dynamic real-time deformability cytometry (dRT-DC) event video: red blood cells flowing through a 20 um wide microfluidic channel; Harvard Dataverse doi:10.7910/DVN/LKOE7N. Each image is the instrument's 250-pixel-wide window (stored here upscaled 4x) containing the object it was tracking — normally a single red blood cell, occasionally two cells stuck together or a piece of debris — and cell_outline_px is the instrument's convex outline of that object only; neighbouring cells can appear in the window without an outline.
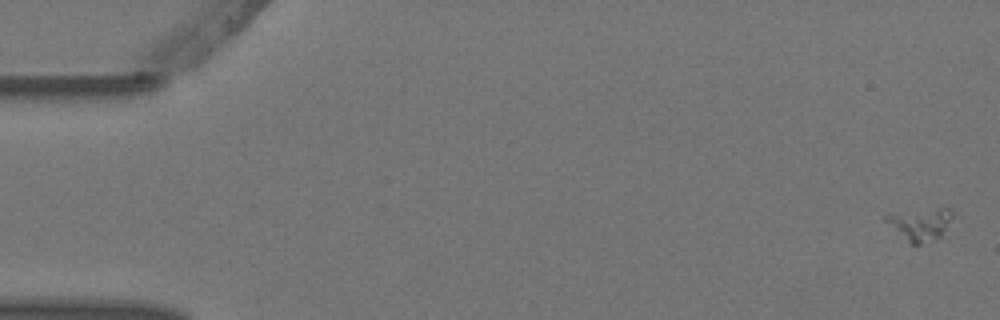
{"species": "Egyptian fruit bat (a non-hibernating species)", "species_latin": "Rousettus aegyptiacus", "temperature_condition": "warm", "stored_images_in_passage": 5, "camera_frame_rate_fps": 3000, "um_per_image_px": 0.085, "animal": {"sex": "female"}, "frame": {"image": 1, "passage_image": 1, "time_ms": 0.0, "image_size_px": [1000, 320], "cell_outline_px": [[952, 216], [940, 236], [932, 240], [920, 244], [912, 244], [884, 220], [884, 216], [892, 212], [940, 208], [948, 208], [952, 212]], "centroid_in_image_um": [78.18, 19.02], "position_along_channel_um": 6.8, "area_um2": 12.08}}
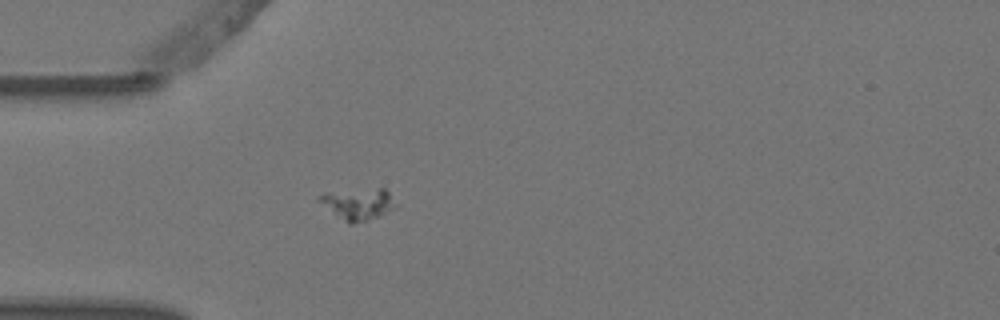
{"frame": {"image": 2, "passage_image": 5, "time_ms": 1.333, "image_size_px": [1000, 320], "cell_outline_px": [[400, 204], [396, 208], [368, 220], [352, 224], [348, 224], [336, 216], [316, 200], [324, 192], [380, 188], [384, 188]], "centroid_in_image_um": [30.46, 17.34], "position_along_channel_um": 54.5, "area_um2": 14.22}}